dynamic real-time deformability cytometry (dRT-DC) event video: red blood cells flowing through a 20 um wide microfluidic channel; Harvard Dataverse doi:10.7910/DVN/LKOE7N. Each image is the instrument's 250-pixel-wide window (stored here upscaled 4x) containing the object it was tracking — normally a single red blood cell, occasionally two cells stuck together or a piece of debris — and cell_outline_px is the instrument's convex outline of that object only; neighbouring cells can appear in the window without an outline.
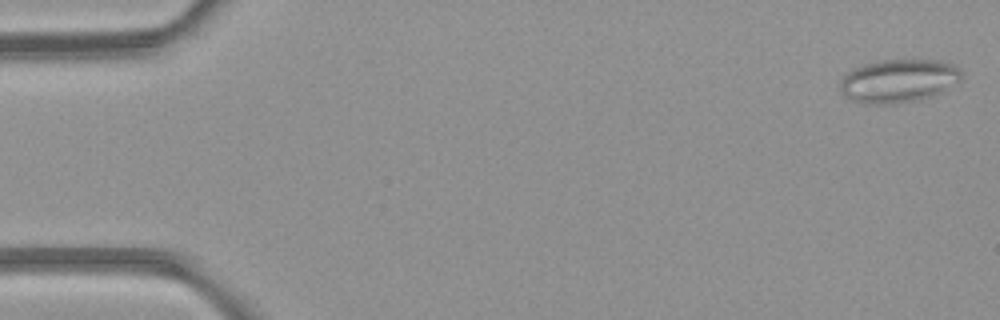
{"species": "common noctule bat (a hibernating species)", "species_latin": "Nyctalus noctula", "temperature_condition": "room temperature", "stored_images_in_passage": 4, "segment_of_instrument_passage": [2, 2], "camera_frame_rate_fps": 3000, "um_per_image_px": 0.085, "animal": {"sex": "female", "body_mass_g": 21.9}, "frame": {"image": 1, "passage_image": 4, "time_ms": 4.333, "image_size_px": [1000, 320], "cell_outline_px": [[960, 80], [940, 92], [932, 96], [912, 100], [888, 104], [868, 104], [852, 100], [844, 96], [840, 92], [840, 80], [848, 72], [856, 68], [868, 64], [884, 60], [936, 60], [952, 64], [960, 68]], "centroid_in_image_um": [76.35, 6.87], "position_along_channel_um": 8.7, "area_um2": 30.06}}